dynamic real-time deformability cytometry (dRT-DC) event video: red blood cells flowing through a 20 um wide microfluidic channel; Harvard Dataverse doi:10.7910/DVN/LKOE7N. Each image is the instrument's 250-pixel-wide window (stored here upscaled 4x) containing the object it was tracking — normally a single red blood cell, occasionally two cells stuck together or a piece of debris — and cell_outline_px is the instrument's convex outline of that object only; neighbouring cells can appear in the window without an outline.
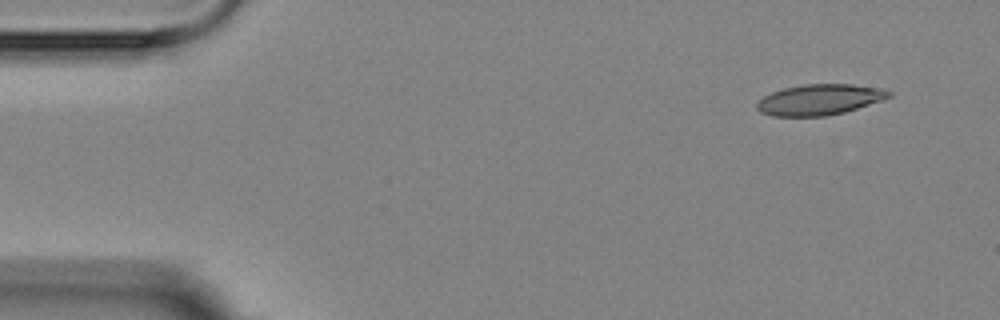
{"species": "Egyptian fruit bat (a non-hibernating species)", "species_latin": "Rousettus aegyptiacus", "temperature_condition": "room temperature", "stored_images_in_passage": 7, "camera_frame_rate_fps": 3000, "um_per_image_px": 0.085, "animal": {"sex": "female"}, "frame": {"image": 1, "passage_image": 1, "time_ms": 0.0, "image_size_px": [1000, 320], "cell_outline_px": [[892, 96], [884, 100], [844, 112], [828, 116], [772, 116], [760, 112], [756, 108], [756, 104], [764, 96], [772, 92], [784, 88], [804, 84], [852, 84], [884, 88], [892, 92]], "centroid_in_image_um": [69.7, 8.47], "position_along_channel_um": 15.3, "area_um2": 23.81}}
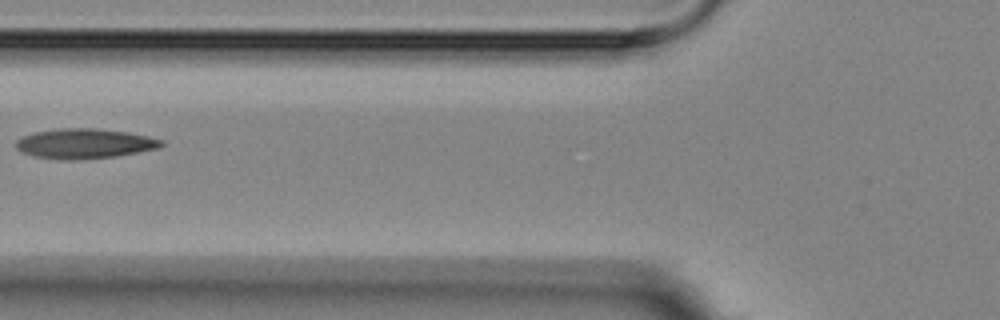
{"frame": {"image": 2, "passage_image": 6, "time_ms": 5.667, "image_size_px": [1000, 320], "cell_outline_px": [[164, 144], [160, 148], [116, 156], [80, 160], [60, 160], [32, 156], [16, 148], [16, 140], [32, 132], [56, 128], [96, 128], [128, 132], [148, 136], [164, 140]], "centroid_in_image_um": [7.19, 12.2], "position_along_channel_um": 118.6, "area_um2": 25.66}}
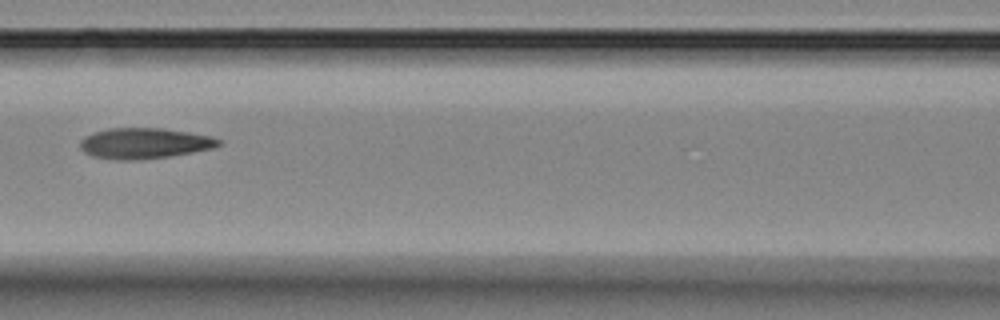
{"frame": {"image": 3, "passage_image": 7, "time_ms": 6.667, "image_size_px": [1000, 320], "cell_outline_px": [[224, 140], [220, 144], [212, 148], [192, 152], [168, 156], [132, 160], [116, 160], [92, 156], [84, 152], [80, 148], [80, 140], [84, 136], [108, 128], [164, 128], [212, 136]], "centroid_in_image_um": [12.27, 12.17], "position_along_channel_um": 154.3, "area_um2": 24.74}}